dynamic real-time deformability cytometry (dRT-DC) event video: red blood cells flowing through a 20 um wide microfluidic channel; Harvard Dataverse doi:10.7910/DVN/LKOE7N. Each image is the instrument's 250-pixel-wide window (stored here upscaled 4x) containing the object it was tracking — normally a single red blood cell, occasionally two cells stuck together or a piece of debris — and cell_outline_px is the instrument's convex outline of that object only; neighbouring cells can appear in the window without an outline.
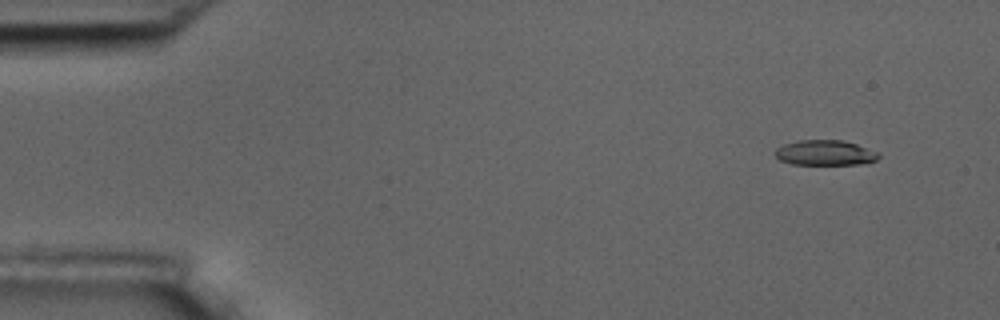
{"species": "common noctule bat (a hibernating species)", "species_latin": "Nyctalus noctula", "temperature_condition": "room temperature", "stored_images_in_passage": 10, "camera_frame_rate_fps": 3000, "um_per_image_px": 0.085, "animal": {"sex": "male", "body_mass_g": 17.5, "forearm_length_mm": 52.3}, "frame": {"image": 1, "passage_image": 2, "time_ms": 1.333, "image_size_px": [1000, 320], "cell_outline_px": [[880, 156], [876, 160], [860, 164], [792, 164], [780, 160], [776, 156], [776, 148], [784, 144], [800, 140], [844, 140], [880, 152]], "centroid_in_image_um": [70.16, 12.98], "position_along_channel_um": 14.8, "area_um2": 15.14}}
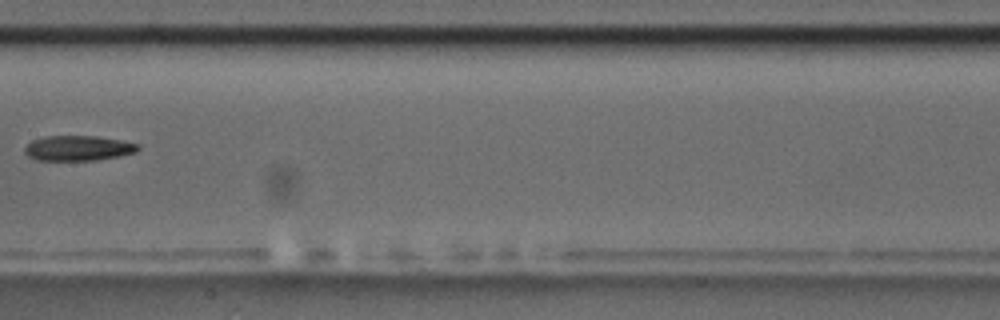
{"frame": {"image": 2, "passage_image": 9, "time_ms": 9.667, "image_size_px": [1000, 320], "cell_outline_px": [[140, 148], [136, 152], [120, 156], [96, 160], [36, 160], [28, 156], [24, 152], [24, 148], [32, 140], [44, 136], [96, 136], [120, 140], [140, 144]], "centroid_in_image_um": [6.65, 12.59], "position_along_channel_um": 200.8, "area_um2": 16.65}}
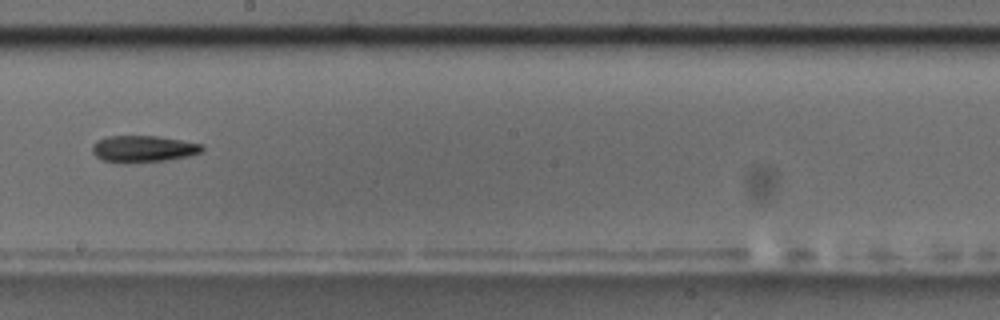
{"frame": {"image": 3, "passage_image": 10, "time_ms": 10.667, "image_size_px": [1000, 320], "cell_outline_px": [[204, 148], [200, 152], [192, 156], [164, 160], [124, 164], [100, 160], [92, 152], [92, 144], [96, 140], [104, 136], [156, 136], [204, 144]], "centroid_in_image_um": [12.13, 12.66], "position_along_channel_um": 236.1, "area_um2": 17.4}}